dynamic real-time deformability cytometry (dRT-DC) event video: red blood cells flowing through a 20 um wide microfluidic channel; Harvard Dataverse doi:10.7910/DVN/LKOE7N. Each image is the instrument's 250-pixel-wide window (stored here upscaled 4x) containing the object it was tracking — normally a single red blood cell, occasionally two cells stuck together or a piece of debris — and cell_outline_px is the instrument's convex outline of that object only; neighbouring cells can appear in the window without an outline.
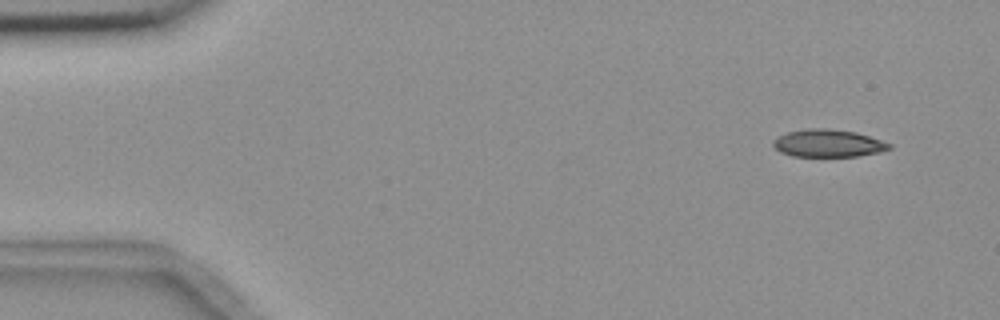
{"species": "common noctule bat (a hibernating species)", "species_latin": "Nyctalus noctula", "temperature_condition": "room temperature", "stored_images_in_passage": 4, "camera_frame_rate_fps": 3000, "um_per_image_px": 0.085, "animal": {"sex": "female", "body_mass_g": 18.4}, "frame": {"image": 1, "passage_image": 1, "time_ms": 0.0, "image_size_px": [1000, 320], "cell_outline_px": [[892, 148], [880, 152], [856, 156], [792, 156], [780, 152], [772, 144], [772, 140], [776, 136], [788, 132], [808, 128], [828, 128], [856, 132], [892, 144]], "centroid_in_image_um": [70.36, 12.17], "position_along_channel_um": 14.6, "area_um2": 18.67}}